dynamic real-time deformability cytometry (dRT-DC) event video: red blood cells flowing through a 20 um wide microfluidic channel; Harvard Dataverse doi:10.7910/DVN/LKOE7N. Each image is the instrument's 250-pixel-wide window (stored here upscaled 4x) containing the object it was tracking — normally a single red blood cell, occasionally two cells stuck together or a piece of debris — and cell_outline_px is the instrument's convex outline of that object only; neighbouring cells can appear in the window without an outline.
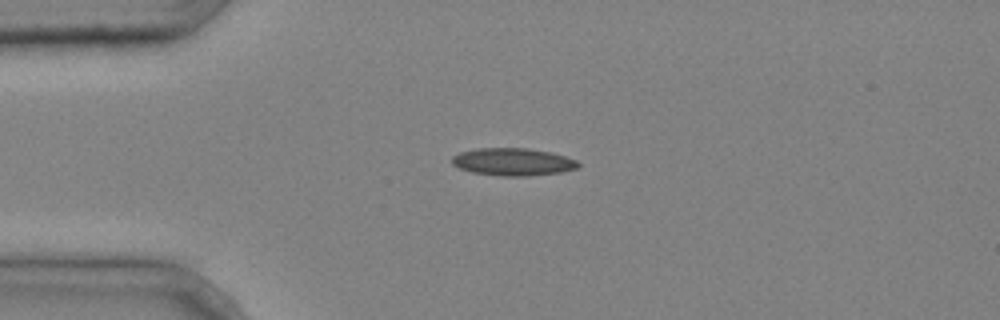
{"species": "common noctule bat (a hibernating species)", "species_latin": "Nyctalus noctula", "temperature_condition": "cold", "stored_images_in_passage": 3, "camera_frame_rate_fps": 3000, "um_per_image_px": 0.085, "animal": {"sex": "male", "body_mass_g": 20.4}, "frame": {"image": 1, "passage_image": 1, "time_ms": 0.0, "image_size_px": [1000, 320], "cell_outline_px": [[580, 164], [576, 168], [560, 172], [528, 176], [500, 176], [472, 172], [460, 168], [452, 164], [452, 156], [460, 152], [476, 148], [528, 148], [552, 152], [576, 160]], "centroid_in_image_um": [43.58, 13.75], "position_along_channel_um": 41.4, "area_um2": 20.23}}